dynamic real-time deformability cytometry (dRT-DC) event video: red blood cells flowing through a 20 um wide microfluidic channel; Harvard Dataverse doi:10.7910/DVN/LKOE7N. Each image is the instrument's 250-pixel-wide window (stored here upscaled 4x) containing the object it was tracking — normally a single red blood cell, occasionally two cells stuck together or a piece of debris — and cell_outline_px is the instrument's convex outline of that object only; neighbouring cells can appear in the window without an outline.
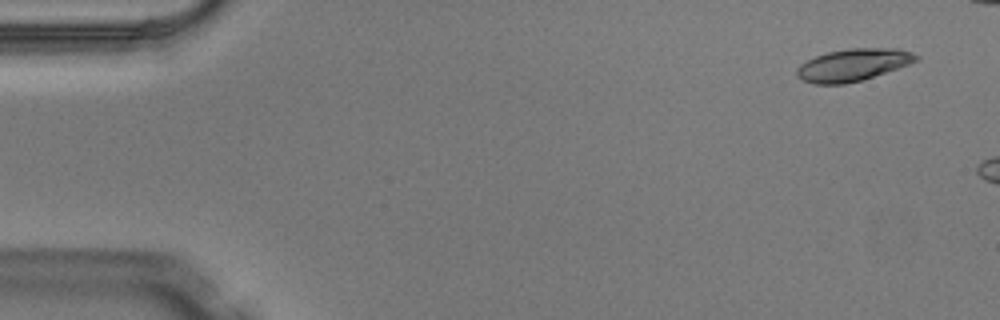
{"species": "Egyptian fruit bat (a non-hibernating species)", "species_latin": "Rousettus aegyptiacus", "temperature_condition": "warm", "stored_images_in_passage": 3, "camera_frame_rate_fps": 3000, "um_per_image_px": 0.085, "animal": {"sex": "male"}, "frame": {"image": 1, "passage_image": 1, "time_ms": 0.0, "image_size_px": [1000, 320], "cell_outline_px": [[920, 60], [860, 80], [844, 84], [816, 84], [804, 80], [796, 76], [796, 68], [800, 64], [816, 56], [828, 52], [848, 48], [896, 48], [912, 52], [920, 56]], "centroid_in_image_um": [72.5, 5.5], "position_along_channel_um": 12.5, "area_um2": 22.14}}